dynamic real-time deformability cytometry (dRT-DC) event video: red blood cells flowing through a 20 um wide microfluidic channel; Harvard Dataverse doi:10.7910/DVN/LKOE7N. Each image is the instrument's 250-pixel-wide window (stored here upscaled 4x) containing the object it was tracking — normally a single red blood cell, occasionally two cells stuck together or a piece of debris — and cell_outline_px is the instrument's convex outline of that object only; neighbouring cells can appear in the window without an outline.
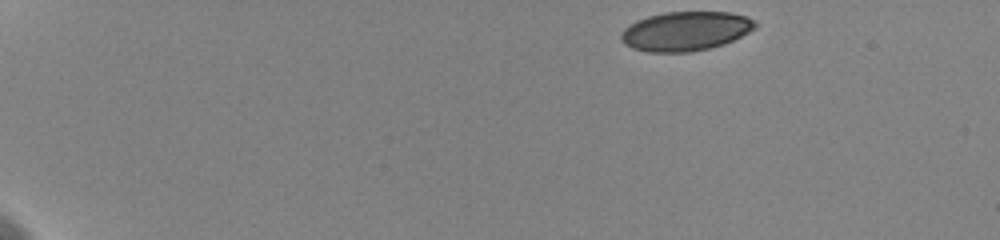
{"species": "human", "species_latin": "Homo sapiens", "temperature_condition": "cold", "stored_images_in_passage": 46, "camera_frame_rate_fps": 3000, "um_per_image_px": 0.085, "donor": {"sex": "female"}, "frame": {"image": 1, "passage_image": 1, "time_ms": 0.0, "image_size_px": [1000, 240], "cell_outline_px": [[756, 28], [724, 44], [708, 48], [688, 52], [648, 52], [632, 48], [624, 44], [620, 40], [620, 32], [624, 28], [636, 20], [648, 16], [664, 12], [732, 12], [748, 16], [756, 20]], "centroid_in_image_um": [58.26, 2.64], "position_along_channel_um": 26.7, "area_um2": 30.87}}
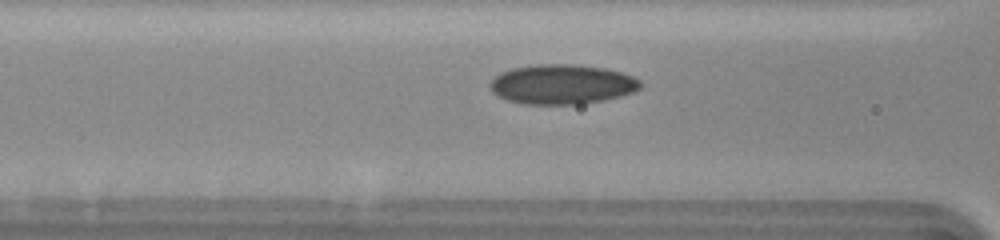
{"frame": {"image": 2, "passage_image": 19, "time_ms": 6.0, "image_size_px": [1000, 240], "cell_outline_px": [[640, 88], [636, 92], [604, 100], [580, 104], [524, 104], [508, 100], [492, 92], [488, 84], [500, 72], [512, 68], [536, 64], [576, 64], [604, 68], [620, 72], [632, 76], [640, 80]], "centroid_in_image_um": [47.77, 7.16], "position_along_channel_um": 118.8, "area_um2": 34.85}}
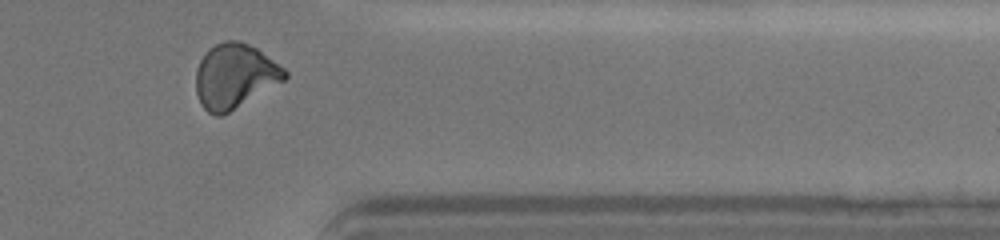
{"frame": {"image": 3, "passage_image": 42, "time_ms": 13.667, "image_size_px": [1000, 240], "cell_outline_px": [[288, 76], [284, 80], [228, 112], [220, 116], [216, 116], [208, 112], [204, 108], [196, 92], [196, 68], [200, 60], [216, 44], [224, 40], [240, 40], [256, 48], [284, 68], [288, 72]], "centroid_in_image_um": [19.94, 6.45], "position_along_channel_um": 391.5, "area_um2": 32.83}, "authors_computed_cell_mechanics": {"area_um2": 32.2813, "velocity_mm_per_s": 3.5995, "shape_relaxation_time_tau1_ms": null, "shape_relaxation_time_tau2_ms": 2.3991, "deformation_change_tau1": null, "deformation_change_tau2": 0.0756}}